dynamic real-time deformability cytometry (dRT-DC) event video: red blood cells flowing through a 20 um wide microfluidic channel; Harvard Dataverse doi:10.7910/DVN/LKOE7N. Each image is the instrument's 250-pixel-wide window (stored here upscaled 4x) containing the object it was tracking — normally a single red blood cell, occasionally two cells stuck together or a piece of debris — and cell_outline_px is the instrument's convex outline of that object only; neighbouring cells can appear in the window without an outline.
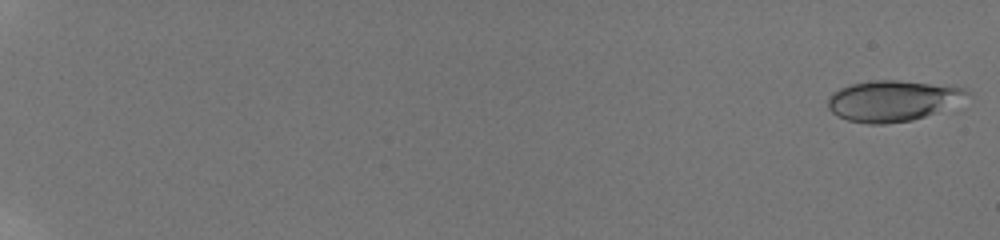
{"species": "human", "species_latin": "Homo sapiens", "temperature_condition": "room temperature", "stored_images_in_passage": 73, "camera_frame_rate_fps": 3000, "um_per_image_px": 0.085, "donor": {"sex": "male"}, "frame": {"image": 1, "passage_image": 1, "time_ms": 0.0, "image_size_px": [1000, 240], "cell_outline_px": [[972, 96], [924, 116], [912, 120], [884, 124], [868, 124], [848, 120], [836, 116], [828, 108], [828, 96], [832, 92], [840, 88], [852, 84], [872, 80], [900, 80], [964, 88]], "centroid_in_image_um": [75.81, 8.56], "position_along_channel_um": 9.2, "area_um2": 32.77}}
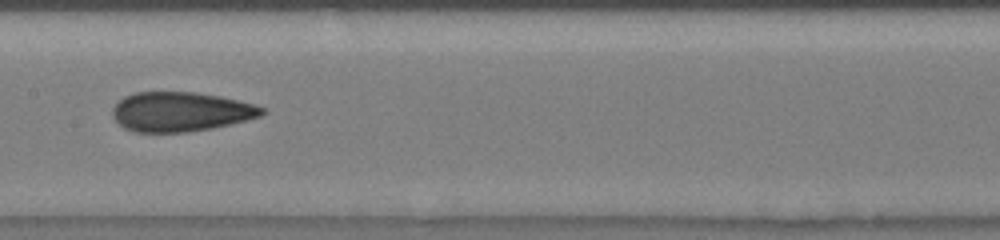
{"frame": {"image": 2, "passage_image": 51, "time_ms": 11.0, "image_size_px": [1000, 240], "cell_outline_px": [[268, 112], [260, 116], [212, 128], [188, 132], [136, 132], [124, 128], [112, 116], [112, 108], [124, 96], [136, 92], [196, 92], [220, 96], [240, 100], [256, 104], [264, 108]], "centroid_in_image_um": [15.37, 9.49], "position_along_channel_um": 192.0, "area_um2": 34.45}}
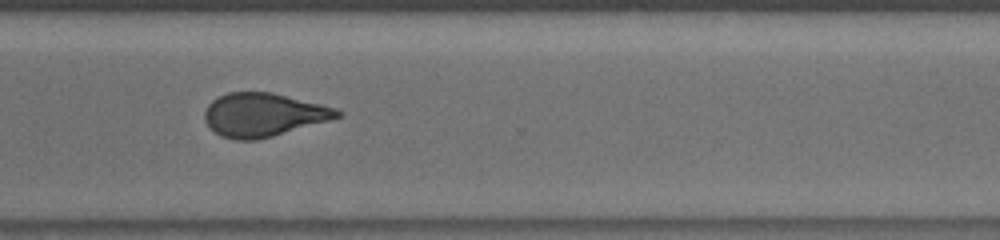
{"frame": {"image": 3, "passage_image": 72, "time_ms": 15.0, "image_size_px": [1000, 240], "cell_outline_px": [[344, 112], [340, 116], [332, 120], [272, 136], [256, 140], [236, 140], [220, 136], [204, 120], [204, 112], [208, 104], [212, 100], [228, 92], [272, 92], [336, 108]], "centroid_in_image_um": [22.4, 9.76], "position_along_channel_um": 348.2, "area_um2": 33.52}}